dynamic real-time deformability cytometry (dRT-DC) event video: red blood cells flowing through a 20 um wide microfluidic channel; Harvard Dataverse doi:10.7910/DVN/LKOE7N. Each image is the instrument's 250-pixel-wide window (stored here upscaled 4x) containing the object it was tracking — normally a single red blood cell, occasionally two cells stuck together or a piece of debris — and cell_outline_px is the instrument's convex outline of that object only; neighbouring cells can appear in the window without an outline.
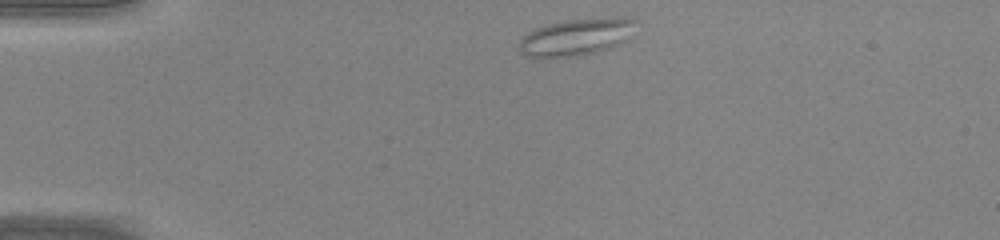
{"species": "common noctule bat (a hibernating species)", "species_latin": "Nyctalus noctula", "temperature_condition": "warm", "stored_images_in_passage": 32, "camera_frame_rate_fps": 3000, "um_per_image_px": 0.085, "animal": {"sex": "male", "body_mass_g": 20.0, "forearm_length_mm": 53.3}, "frame": {"image": 1, "passage_image": 1, "time_ms": 0.0, "image_size_px": [1000, 240], "cell_outline_px": [[636, 20], [628, 40], [620, 44], [596, 52], [576, 56], [524, 56], [520, 52], [520, 40], [528, 32], [536, 28], [548, 24], [564, 20], [616, 16], [632, 16]], "centroid_in_image_um": [49.06, 3.11], "position_along_channel_um": 35.9, "area_um2": 25.14}}
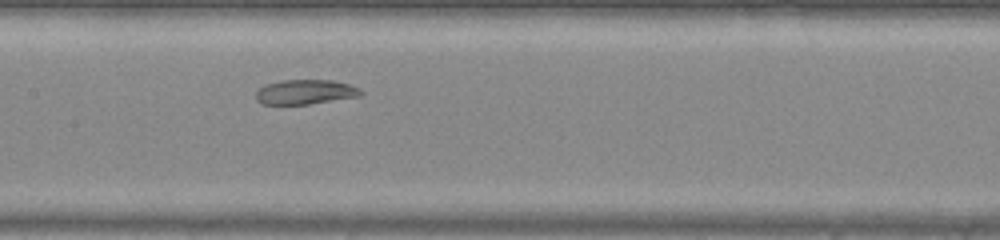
{"frame": {"image": 2, "passage_image": 14, "time_ms": 4.333, "image_size_px": [1000, 240], "cell_outline_px": [[364, 92], [360, 96], [308, 104], [260, 104], [256, 100], [256, 92], [264, 84], [280, 80], [332, 80], [348, 84], [360, 88]], "centroid_in_image_um": [25.93, 7.81], "position_along_channel_um": 181.5, "area_um2": 15.14}}
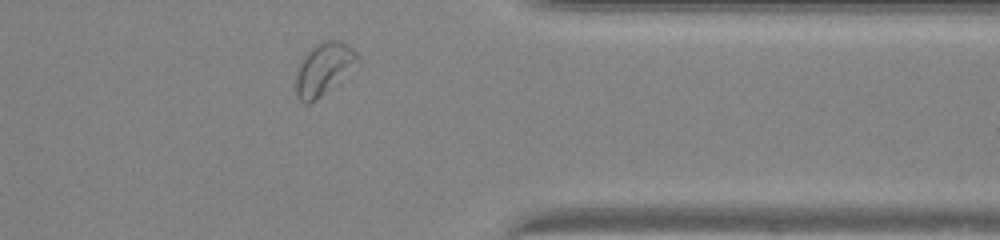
{"frame": {"image": 3, "passage_image": 28, "time_ms": 9.0, "image_size_px": [1000, 240], "cell_outline_px": [[360, 64], [320, 96], [308, 104], [304, 104], [296, 96], [296, 76], [300, 64], [304, 56], [316, 44], [324, 40], [340, 40], [348, 44], [360, 56]], "centroid_in_image_um": [27.56, 5.83], "position_along_channel_um": 383.8, "area_um2": 18.67}}